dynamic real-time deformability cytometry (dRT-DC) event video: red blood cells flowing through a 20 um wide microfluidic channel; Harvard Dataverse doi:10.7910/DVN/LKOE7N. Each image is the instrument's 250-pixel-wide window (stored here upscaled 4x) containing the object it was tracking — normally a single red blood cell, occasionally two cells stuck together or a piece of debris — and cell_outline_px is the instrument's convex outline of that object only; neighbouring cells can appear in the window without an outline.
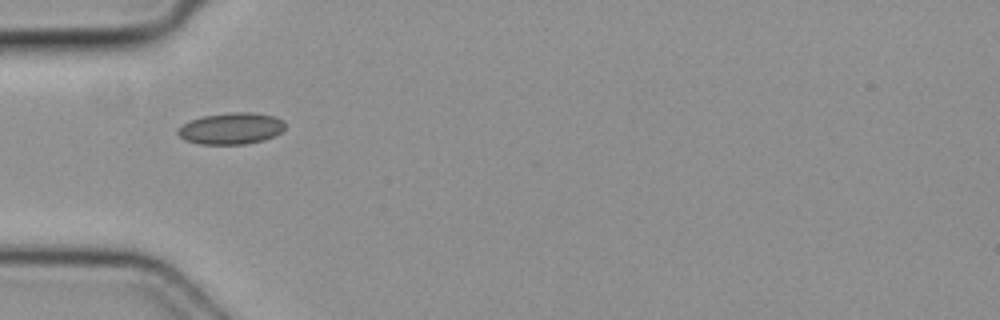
{"species": "common noctule bat (a hibernating species)", "species_latin": "Nyctalus noctula", "temperature_condition": "cold", "stored_images_in_passage": 2, "camera_frame_rate_fps": 3000, "um_per_image_px": 0.085, "animal": {"sex": "female", "body_mass_g": 19.3, "forearm_length_mm": 54.1}, "frame": {"image": 1, "passage_image": 1, "time_ms": 0.0, "image_size_px": [1000, 320], "cell_outline_px": [[284, 128], [280, 132], [264, 140], [244, 144], [200, 144], [184, 140], [176, 132], [176, 128], [188, 120], [204, 116], [232, 112], [252, 112], [276, 116], [284, 120]], "centroid_in_image_um": [19.61, 10.91], "position_along_channel_um": 65.4, "area_um2": 19.83}}
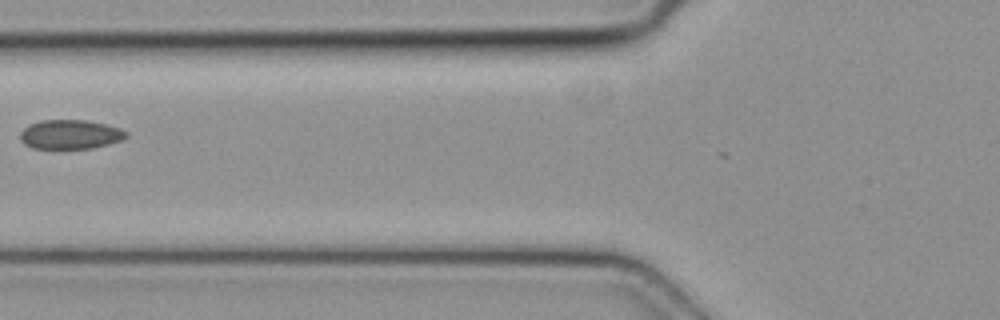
{"frame": {"image": 2, "passage_image": 2, "time_ms": 0.333, "image_size_px": [1000, 320], "cell_outline_px": [[128, 136], [124, 140], [92, 148], [32, 148], [24, 144], [20, 140], [20, 132], [28, 124], [40, 120], [84, 120], [104, 124], [120, 128], [128, 132]], "centroid_in_image_um": [5.97, 11.42], "position_along_channel_um": 119.8, "area_um2": 18.15}}